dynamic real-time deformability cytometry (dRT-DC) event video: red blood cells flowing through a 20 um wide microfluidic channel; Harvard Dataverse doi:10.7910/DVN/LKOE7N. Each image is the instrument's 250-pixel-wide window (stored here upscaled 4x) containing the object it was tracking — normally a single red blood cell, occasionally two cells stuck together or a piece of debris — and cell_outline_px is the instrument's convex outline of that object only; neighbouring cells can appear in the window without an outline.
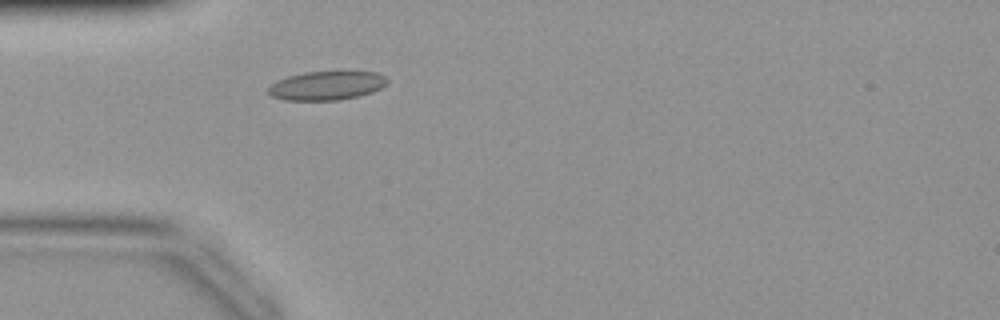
{"species": "common noctule bat (a hibernating species)", "species_latin": "Nyctalus noctula", "temperature_condition": "warm", "stored_images_in_passage": 26, "camera_frame_rate_fps": 3000, "um_per_image_px": 0.085, "animal": {"sex": "female", "body_mass_g": 19.9}, "frame": {"image": 1, "passage_image": 2, "time_ms": 0.333, "image_size_px": [1000, 320], "cell_outline_px": [[388, 84], [372, 92], [360, 96], [340, 100], [284, 100], [272, 96], [268, 92], [268, 88], [272, 84], [288, 76], [304, 72], [348, 68], [376, 72], [384, 76], [388, 80]], "centroid_in_image_um": [27.86, 7.22], "position_along_channel_um": 57.1, "area_um2": 20.92}}
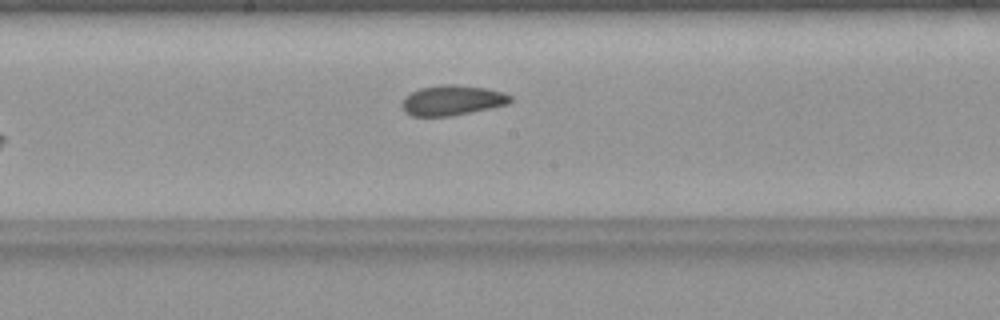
{"frame": {"image": 2, "passage_image": 12, "time_ms": 3.667, "image_size_px": [1000, 320], "cell_outline_px": [[512, 100], [508, 104], [472, 112], [452, 116], [412, 116], [404, 112], [400, 104], [412, 92], [420, 88], [440, 84], [452, 84], [488, 88], [504, 92], [512, 96]], "centroid_in_image_um": [38.46, 8.52], "position_along_channel_um": 209.7, "area_um2": 19.13}}
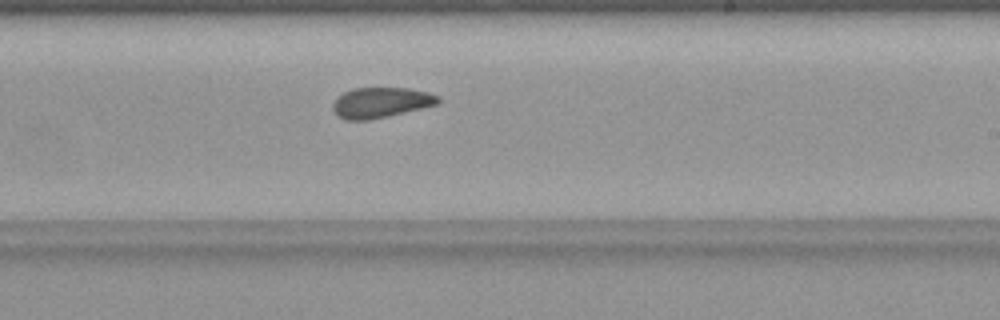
{"frame": {"image": 3, "passage_image": 15, "time_ms": 4.667, "image_size_px": [1000, 320], "cell_outline_px": [[440, 100], [436, 104], [388, 116], [368, 120], [344, 120], [336, 116], [332, 108], [332, 104], [344, 92], [356, 88], [408, 88], [428, 92], [440, 96]], "centroid_in_image_um": [32.34, 8.72], "position_along_channel_um": 256.7, "area_um2": 18.5}}